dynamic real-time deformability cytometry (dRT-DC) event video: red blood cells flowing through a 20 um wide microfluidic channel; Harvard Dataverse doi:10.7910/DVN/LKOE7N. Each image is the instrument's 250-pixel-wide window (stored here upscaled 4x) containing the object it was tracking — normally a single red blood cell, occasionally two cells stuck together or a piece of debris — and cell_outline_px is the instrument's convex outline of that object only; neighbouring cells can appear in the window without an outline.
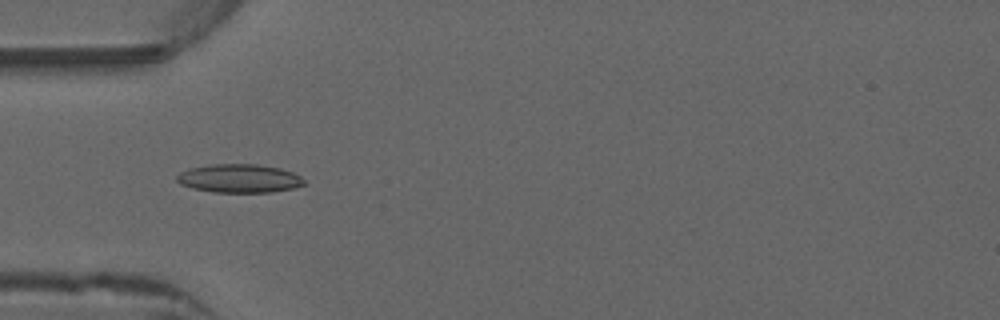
{"species": "common noctule bat (a hibernating species)", "species_latin": "Nyctalus noctula", "temperature_condition": "warm", "stored_images_in_passage": 51, "camera_frame_rate_fps": 3000, "um_per_image_px": 0.085, "animal": {"sex": "male", "forearm_length_mm": 52.5}, "frame": {"image": 1, "passage_image": 16, "time_ms": 5.0, "image_size_px": [1000, 320], "cell_outline_px": [[304, 184], [292, 188], [268, 192], [216, 192], [192, 188], [180, 184], [176, 180], [176, 176], [180, 172], [192, 168], [212, 164], [256, 164], [280, 168], [292, 172], [300, 176], [304, 180]], "centroid_in_image_um": [20.32, 15.16], "position_along_channel_um": 64.7, "area_um2": 20.92}}
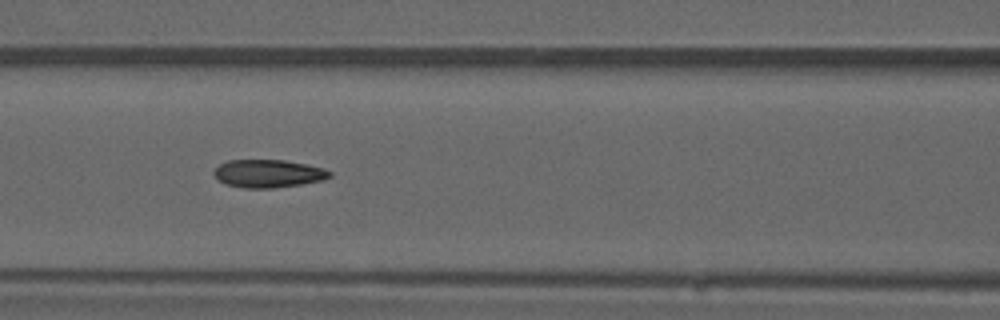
{"frame": {"image": 2, "passage_image": 22, "time_ms": 7.0, "image_size_px": [1000, 320], "cell_outline_px": [[332, 176], [324, 180], [300, 184], [272, 188], [244, 188], [224, 184], [216, 180], [212, 172], [220, 164], [228, 160], [284, 160], [308, 164], [324, 168], [332, 172]], "centroid_in_image_um": [22.79, 14.75], "position_along_channel_um": 143.8, "area_um2": 19.07}}
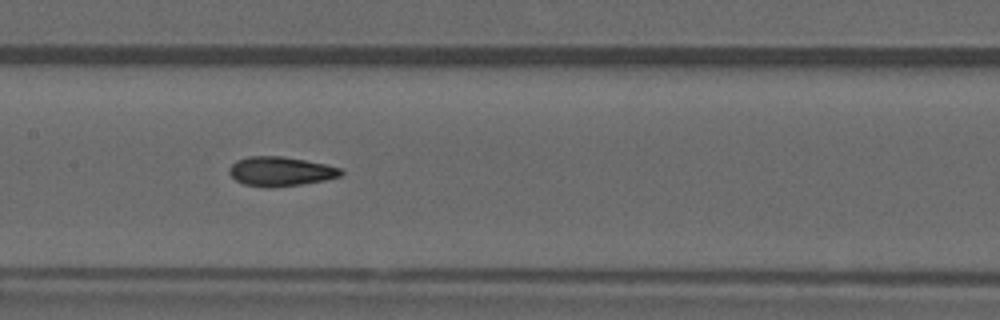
{"frame": {"image": 3, "passage_image": 25, "time_ms": 8.0, "image_size_px": [1000, 320], "cell_outline_px": [[344, 172], [340, 176], [324, 180], [300, 184], [272, 188], [268, 188], [244, 184], [236, 180], [228, 172], [228, 168], [236, 160], [248, 156], [280, 156], [304, 160], [324, 164], [340, 168]], "centroid_in_image_um": [23.8, 14.57], "position_along_channel_um": 183.6, "area_um2": 19.02}, "authors_computed_cell_mechanics": {"area_um2": 19.0162, "velocity_mm_per_s": 3.9723, "shape_relaxation_time_tau1_ms": null, "shape_relaxation_time_tau2_ms": 1.6096, "deformation_change_tau1": null, "deformation_change_tau2": 0.0918}}